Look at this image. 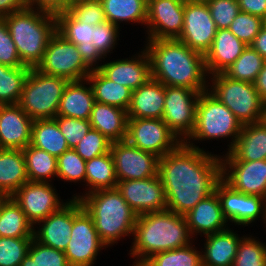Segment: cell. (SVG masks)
Wrapping results in <instances>:
<instances>
[{"label":"cell","mask_w":266,"mask_h":266,"mask_svg":"<svg viewBox=\"0 0 266 266\" xmlns=\"http://www.w3.org/2000/svg\"><path fill=\"white\" fill-rule=\"evenodd\" d=\"M194 143L182 142L159 158L158 176L164 187L167 209L186 215L215 191L221 180V157Z\"/></svg>","instance_id":"cell-1"},{"label":"cell","mask_w":266,"mask_h":266,"mask_svg":"<svg viewBox=\"0 0 266 266\" xmlns=\"http://www.w3.org/2000/svg\"><path fill=\"white\" fill-rule=\"evenodd\" d=\"M146 43L153 79L165 86L184 87L199 93L208 90L205 55L178 39L147 40Z\"/></svg>","instance_id":"cell-2"},{"label":"cell","mask_w":266,"mask_h":266,"mask_svg":"<svg viewBox=\"0 0 266 266\" xmlns=\"http://www.w3.org/2000/svg\"><path fill=\"white\" fill-rule=\"evenodd\" d=\"M133 236L130 255L137 260L132 266H141L156 253L185 247L194 237L185 216L169 209L137 216Z\"/></svg>","instance_id":"cell-3"},{"label":"cell","mask_w":266,"mask_h":266,"mask_svg":"<svg viewBox=\"0 0 266 266\" xmlns=\"http://www.w3.org/2000/svg\"><path fill=\"white\" fill-rule=\"evenodd\" d=\"M72 198L81 201L93 219L100 240L107 247L124 236L134 234L137 215L117 188L101 189Z\"/></svg>","instance_id":"cell-4"},{"label":"cell","mask_w":266,"mask_h":266,"mask_svg":"<svg viewBox=\"0 0 266 266\" xmlns=\"http://www.w3.org/2000/svg\"><path fill=\"white\" fill-rule=\"evenodd\" d=\"M24 66L36 68L56 32V15L26 7L3 17Z\"/></svg>","instance_id":"cell-5"},{"label":"cell","mask_w":266,"mask_h":266,"mask_svg":"<svg viewBox=\"0 0 266 266\" xmlns=\"http://www.w3.org/2000/svg\"><path fill=\"white\" fill-rule=\"evenodd\" d=\"M68 80L30 68L18 105L32 119H53Z\"/></svg>","instance_id":"cell-6"},{"label":"cell","mask_w":266,"mask_h":266,"mask_svg":"<svg viewBox=\"0 0 266 266\" xmlns=\"http://www.w3.org/2000/svg\"><path fill=\"white\" fill-rule=\"evenodd\" d=\"M242 123L232 111L220 102L209 90L201 92L196 107V124L193 133L185 142L232 138L228 152L235 144L242 128Z\"/></svg>","instance_id":"cell-7"},{"label":"cell","mask_w":266,"mask_h":266,"mask_svg":"<svg viewBox=\"0 0 266 266\" xmlns=\"http://www.w3.org/2000/svg\"><path fill=\"white\" fill-rule=\"evenodd\" d=\"M92 66L96 65L84 49L56 31L48 41L43 60L36 68L42 73L68 81H81L88 77L93 70Z\"/></svg>","instance_id":"cell-8"},{"label":"cell","mask_w":266,"mask_h":266,"mask_svg":"<svg viewBox=\"0 0 266 266\" xmlns=\"http://www.w3.org/2000/svg\"><path fill=\"white\" fill-rule=\"evenodd\" d=\"M210 77L213 78L209 92L229 108L242 125L260 122L265 102L259 96L254 83L238 81L224 73Z\"/></svg>","instance_id":"cell-9"},{"label":"cell","mask_w":266,"mask_h":266,"mask_svg":"<svg viewBox=\"0 0 266 266\" xmlns=\"http://www.w3.org/2000/svg\"><path fill=\"white\" fill-rule=\"evenodd\" d=\"M106 245L100 240L91 215L80 200L73 199V226L65 255L70 266H93Z\"/></svg>","instance_id":"cell-10"},{"label":"cell","mask_w":266,"mask_h":266,"mask_svg":"<svg viewBox=\"0 0 266 266\" xmlns=\"http://www.w3.org/2000/svg\"><path fill=\"white\" fill-rule=\"evenodd\" d=\"M199 95L198 91L188 88L165 86L162 120L182 142L193 133Z\"/></svg>","instance_id":"cell-11"},{"label":"cell","mask_w":266,"mask_h":266,"mask_svg":"<svg viewBox=\"0 0 266 266\" xmlns=\"http://www.w3.org/2000/svg\"><path fill=\"white\" fill-rule=\"evenodd\" d=\"M126 140L143 151L163 157L181 143L162 119L128 118Z\"/></svg>","instance_id":"cell-12"},{"label":"cell","mask_w":266,"mask_h":266,"mask_svg":"<svg viewBox=\"0 0 266 266\" xmlns=\"http://www.w3.org/2000/svg\"><path fill=\"white\" fill-rule=\"evenodd\" d=\"M217 32L215 22L205 0H186L183 29L178 40L205 55L211 48Z\"/></svg>","instance_id":"cell-13"},{"label":"cell","mask_w":266,"mask_h":266,"mask_svg":"<svg viewBox=\"0 0 266 266\" xmlns=\"http://www.w3.org/2000/svg\"><path fill=\"white\" fill-rule=\"evenodd\" d=\"M110 152L118 181L140 180L158 175L159 157L136 148L127 140L112 142Z\"/></svg>","instance_id":"cell-14"},{"label":"cell","mask_w":266,"mask_h":266,"mask_svg":"<svg viewBox=\"0 0 266 266\" xmlns=\"http://www.w3.org/2000/svg\"><path fill=\"white\" fill-rule=\"evenodd\" d=\"M11 198L20 206L33 226L67 204L60 201L56 190L48 182L28 181Z\"/></svg>","instance_id":"cell-15"},{"label":"cell","mask_w":266,"mask_h":266,"mask_svg":"<svg viewBox=\"0 0 266 266\" xmlns=\"http://www.w3.org/2000/svg\"><path fill=\"white\" fill-rule=\"evenodd\" d=\"M116 188L137 216L167 209L164 187L158 175L118 181Z\"/></svg>","instance_id":"cell-16"},{"label":"cell","mask_w":266,"mask_h":266,"mask_svg":"<svg viewBox=\"0 0 266 266\" xmlns=\"http://www.w3.org/2000/svg\"><path fill=\"white\" fill-rule=\"evenodd\" d=\"M217 193L223 214L227 221L235 225L248 226L263 214L266 223V199L257 195H247L232 189L222 179L217 183Z\"/></svg>","instance_id":"cell-17"},{"label":"cell","mask_w":266,"mask_h":266,"mask_svg":"<svg viewBox=\"0 0 266 266\" xmlns=\"http://www.w3.org/2000/svg\"><path fill=\"white\" fill-rule=\"evenodd\" d=\"M185 1L148 0V40L179 38L183 29Z\"/></svg>","instance_id":"cell-18"},{"label":"cell","mask_w":266,"mask_h":266,"mask_svg":"<svg viewBox=\"0 0 266 266\" xmlns=\"http://www.w3.org/2000/svg\"><path fill=\"white\" fill-rule=\"evenodd\" d=\"M221 179L238 192L266 199V160L221 161Z\"/></svg>","instance_id":"cell-19"},{"label":"cell","mask_w":266,"mask_h":266,"mask_svg":"<svg viewBox=\"0 0 266 266\" xmlns=\"http://www.w3.org/2000/svg\"><path fill=\"white\" fill-rule=\"evenodd\" d=\"M130 59L105 62L96 67L110 80L136 90L151 78V62L146 49Z\"/></svg>","instance_id":"cell-20"},{"label":"cell","mask_w":266,"mask_h":266,"mask_svg":"<svg viewBox=\"0 0 266 266\" xmlns=\"http://www.w3.org/2000/svg\"><path fill=\"white\" fill-rule=\"evenodd\" d=\"M32 123L18 104L0 105V149L23 150L28 146Z\"/></svg>","instance_id":"cell-21"},{"label":"cell","mask_w":266,"mask_h":266,"mask_svg":"<svg viewBox=\"0 0 266 266\" xmlns=\"http://www.w3.org/2000/svg\"><path fill=\"white\" fill-rule=\"evenodd\" d=\"M43 223L42 225H40ZM39 230H33V238L41 244L65 251L70 241L73 226V198L60 210L40 222Z\"/></svg>","instance_id":"cell-22"},{"label":"cell","mask_w":266,"mask_h":266,"mask_svg":"<svg viewBox=\"0 0 266 266\" xmlns=\"http://www.w3.org/2000/svg\"><path fill=\"white\" fill-rule=\"evenodd\" d=\"M191 235L203 233L205 236L228 228L219 197L214 191L201 200L192 210L184 215Z\"/></svg>","instance_id":"cell-23"},{"label":"cell","mask_w":266,"mask_h":266,"mask_svg":"<svg viewBox=\"0 0 266 266\" xmlns=\"http://www.w3.org/2000/svg\"><path fill=\"white\" fill-rule=\"evenodd\" d=\"M247 45L239 40L229 29L216 32L210 50L205 54L207 73H223L243 53Z\"/></svg>","instance_id":"cell-24"},{"label":"cell","mask_w":266,"mask_h":266,"mask_svg":"<svg viewBox=\"0 0 266 266\" xmlns=\"http://www.w3.org/2000/svg\"><path fill=\"white\" fill-rule=\"evenodd\" d=\"M223 158L221 161L266 160V126L261 121L243 125L235 144Z\"/></svg>","instance_id":"cell-25"},{"label":"cell","mask_w":266,"mask_h":266,"mask_svg":"<svg viewBox=\"0 0 266 266\" xmlns=\"http://www.w3.org/2000/svg\"><path fill=\"white\" fill-rule=\"evenodd\" d=\"M165 101V85L152 77L132 91L127 109L128 118L162 119Z\"/></svg>","instance_id":"cell-26"},{"label":"cell","mask_w":266,"mask_h":266,"mask_svg":"<svg viewBox=\"0 0 266 266\" xmlns=\"http://www.w3.org/2000/svg\"><path fill=\"white\" fill-rule=\"evenodd\" d=\"M87 83L88 87L83 85ZM95 102L92 87L86 79L69 81L59 102L57 115L89 120Z\"/></svg>","instance_id":"cell-27"},{"label":"cell","mask_w":266,"mask_h":266,"mask_svg":"<svg viewBox=\"0 0 266 266\" xmlns=\"http://www.w3.org/2000/svg\"><path fill=\"white\" fill-rule=\"evenodd\" d=\"M202 266H233L241 238L227 228L205 236Z\"/></svg>","instance_id":"cell-28"},{"label":"cell","mask_w":266,"mask_h":266,"mask_svg":"<svg viewBox=\"0 0 266 266\" xmlns=\"http://www.w3.org/2000/svg\"><path fill=\"white\" fill-rule=\"evenodd\" d=\"M89 122L91 128L112 142L126 140L128 113L119 107L95 102Z\"/></svg>","instance_id":"cell-29"},{"label":"cell","mask_w":266,"mask_h":266,"mask_svg":"<svg viewBox=\"0 0 266 266\" xmlns=\"http://www.w3.org/2000/svg\"><path fill=\"white\" fill-rule=\"evenodd\" d=\"M28 181L23 151L0 149V194L10 197Z\"/></svg>","instance_id":"cell-30"},{"label":"cell","mask_w":266,"mask_h":266,"mask_svg":"<svg viewBox=\"0 0 266 266\" xmlns=\"http://www.w3.org/2000/svg\"><path fill=\"white\" fill-rule=\"evenodd\" d=\"M86 80L91 84L96 102L127 111L132 94L128 87L108 79L97 67H93Z\"/></svg>","instance_id":"cell-31"},{"label":"cell","mask_w":266,"mask_h":266,"mask_svg":"<svg viewBox=\"0 0 266 266\" xmlns=\"http://www.w3.org/2000/svg\"><path fill=\"white\" fill-rule=\"evenodd\" d=\"M30 145L57 158L70 149L54 118L33 120Z\"/></svg>","instance_id":"cell-32"},{"label":"cell","mask_w":266,"mask_h":266,"mask_svg":"<svg viewBox=\"0 0 266 266\" xmlns=\"http://www.w3.org/2000/svg\"><path fill=\"white\" fill-rule=\"evenodd\" d=\"M34 226L20 206L10 197L0 200V237H33Z\"/></svg>","instance_id":"cell-33"},{"label":"cell","mask_w":266,"mask_h":266,"mask_svg":"<svg viewBox=\"0 0 266 266\" xmlns=\"http://www.w3.org/2000/svg\"><path fill=\"white\" fill-rule=\"evenodd\" d=\"M106 21L119 27L123 22L146 25L148 0H101ZM120 22V23H119Z\"/></svg>","instance_id":"cell-34"},{"label":"cell","mask_w":266,"mask_h":266,"mask_svg":"<svg viewBox=\"0 0 266 266\" xmlns=\"http://www.w3.org/2000/svg\"><path fill=\"white\" fill-rule=\"evenodd\" d=\"M22 151L29 182L49 183L50 178L57 177V157L30 144Z\"/></svg>","instance_id":"cell-35"},{"label":"cell","mask_w":266,"mask_h":266,"mask_svg":"<svg viewBox=\"0 0 266 266\" xmlns=\"http://www.w3.org/2000/svg\"><path fill=\"white\" fill-rule=\"evenodd\" d=\"M117 182L111 152L86 161V186H89L87 193L116 188Z\"/></svg>","instance_id":"cell-36"},{"label":"cell","mask_w":266,"mask_h":266,"mask_svg":"<svg viewBox=\"0 0 266 266\" xmlns=\"http://www.w3.org/2000/svg\"><path fill=\"white\" fill-rule=\"evenodd\" d=\"M29 71L0 64V105L18 104Z\"/></svg>","instance_id":"cell-37"},{"label":"cell","mask_w":266,"mask_h":266,"mask_svg":"<svg viewBox=\"0 0 266 266\" xmlns=\"http://www.w3.org/2000/svg\"><path fill=\"white\" fill-rule=\"evenodd\" d=\"M93 28L75 19L68 11L56 15V31L85 51L91 46Z\"/></svg>","instance_id":"cell-38"},{"label":"cell","mask_w":266,"mask_h":266,"mask_svg":"<svg viewBox=\"0 0 266 266\" xmlns=\"http://www.w3.org/2000/svg\"><path fill=\"white\" fill-rule=\"evenodd\" d=\"M266 60L248 45L236 61L223 73L232 79L254 83Z\"/></svg>","instance_id":"cell-39"},{"label":"cell","mask_w":266,"mask_h":266,"mask_svg":"<svg viewBox=\"0 0 266 266\" xmlns=\"http://www.w3.org/2000/svg\"><path fill=\"white\" fill-rule=\"evenodd\" d=\"M119 30L118 26L109 21L94 26L91 46L86 53L95 65L99 63L97 61L105 59V56L114 49Z\"/></svg>","instance_id":"cell-40"},{"label":"cell","mask_w":266,"mask_h":266,"mask_svg":"<svg viewBox=\"0 0 266 266\" xmlns=\"http://www.w3.org/2000/svg\"><path fill=\"white\" fill-rule=\"evenodd\" d=\"M189 245L159 252L148 258L141 266H202V252Z\"/></svg>","instance_id":"cell-41"},{"label":"cell","mask_w":266,"mask_h":266,"mask_svg":"<svg viewBox=\"0 0 266 266\" xmlns=\"http://www.w3.org/2000/svg\"><path fill=\"white\" fill-rule=\"evenodd\" d=\"M20 266H70L65 252L45 246L34 238Z\"/></svg>","instance_id":"cell-42"},{"label":"cell","mask_w":266,"mask_h":266,"mask_svg":"<svg viewBox=\"0 0 266 266\" xmlns=\"http://www.w3.org/2000/svg\"><path fill=\"white\" fill-rule=\"evenodd\" d=\"M233 266H266V244L252 236L241 237Z\"/></svg>","instance_id":"cell-43"},{"label":"cell","mask_w":266,"mask_h":266,"mask_svg":"<svg viewBox=\"0 0 266 266\" xmlns=\"http://www.w3.org/2000/svg\"><path fill=\"white\" fill-rule=\"evenodd\" d=\"M33 237H0V266H20Z\"/></svg>","instance_id":"cell-44"},{"label":"cell","mask_w":266,"mask_h":266,"mask_svg":"<svg viewBox=\"0 0 266 266\" xmlns=\"http://www.w3.org/2000/svg\"><path fill=\"white\" fill-rule=\"evenodd\" d=\"M57 178L65 181L86 182V161L74 149L65 151L57 158Z\"/></svg>","instance_id":"cell-45"},{"label":"cell","mask_w":266,"mask_h":266,"mask_svg":"<svg viewBox=\"0 0 266 266\" xmlns=\"http://www.w3.org/2000/svg\"><path fill=\"white\" fill-rule=\"evenodd\" d=\"M265 25V20L259 16L239 12L228 29L247 46L251 45Z\"/></svg>","instance_id":"cell-46"},{"label":"cell","mask_w":266,"mask_h":266,"mask_svg":"<svg viewBox=\"0 0 266 266\" xmlns=\"http://www.w3.org/2000/svg\"><path fill=\"white\" fill-rule=\"evenodd\" d=\"M112 141L96 129L90 128L88 133L74 147L76 153L88 161L94 157L110 152Z\"/></svg>","instance_id":"cell-47"},{"label":"cell","mask_w":266,"mask_h":266,"mask_svg":"<svg viewBox=\"0 0 266 266\" xmlns=\"http://www.w3.org/2000/svg\"><path fill=\"white\" fill-rule=\"evenodd\" d=\"M68 12L78 21L91 26L106 21L101 0H73Z\"/></svg>","instance_id":"cell-48"},{"label":"cell","mask_w":266,"mask_h":266,"mask_svg":"<svg viewBox=\"0 0 266 266\" xmlns=\"http://www.w3.org/2000/svg\"><path fill=\"white\" fill-rule=\"evenodd\" d=\"M217 30L228 29L240 12L238 0H205Z\"/></svg>","instance_id":"cell-49"},{"label":"cell","mask_w":266,"mask_h":266,"mask_svg":"<svg viewBox=\"0 0 266 266\" xmlns=\"http://www.w3.org/2000/svg\"><path fill=\"white\" fill-rule=\"evenodd\" d=\"M54 119L57 121L70 149H74L91 128L89 120L69 118L61 115H57Z\"/></svg>","instance_id":"cell-50"},{"label":"cell","mask_w":266,"mask_h":266,"mask_svg":"<svg viewBox=\"0 0 266 266\" xmlns=\"http://www.w3.org/2000/svg\"><path fill=\"white\" fill-rule=\"evenodd\" d=\"M0 64L10 67H27L19 58L16 45L3 18H0Z\"/></svg>","instance_id":"cell-51"},{"label":"cell","mask_w":266,"mask_h":266,"mask_svg":"<svg viewBox=\"0 0 266 266\" xmlns=\"http://www.w3.org/2000/svg\"><path fill=\"white\" fill-rule=\"evenodd\" d=\"M73 0H27L28 6L37 10L57 15L69 10Z\"/></svg>","instance_id":"cell-52"},{"label":"cell","mask_w":266,"mask_h":266,"mask_svg":"<svg viewBox=\"0 0 266 266\" xmlns=\"http://www.w3.org/2000/svg\"><path fill=\"white\" fill-rule=\"evenodd\" d=\"M241 12L266 19V0H238Z\"/></svg>","instance_id":"cell-53"},{"label":"cell","mask_w":266,"mask_h":266,"mask_svg":"<svg viewBox=\"0 0 266 266\" xmlns=\"http://www.w3.org/2000/svg\"><path fill=\"white\" fill-rule=\"evenodd\" d=\"M28 7L27 0H0V18Z\"/></svg>","instance_id":"cell-54"},{"label":"cell","mask_w":266,"mask_h":266,"mask_svg":"<svg viewBox=\"0 0 266 266\" xmlns=\"http://www.w3.org/2000/svg\"><path fill=\"white\" fill-rule=\"evenodd\" d=\"M251 46L266 60V25L257 34Z\"/></svg>","instance_id":"cell-55"},{"label":"cell","mask_w":266,"mask_h":266,"mask_svg":"<svg viewBox=\"0 0 266 266\" xmlns=\"http://www.w3.org/2000/svg\"><path fill=\"white\" fill-rule=\"evenodd\" d=\"M254 86L261 99L266 102V62L258 73V76L254 81Z\"/></svg>","instance_id":"cell-56"},{"label":"cell","mask_w":266,"mask_h":266,"mask_svg":"<svg viewBox=\"0 0 266 266\" xmlns=\"http://www.w3.org/2000/svg\"><path fill=\"white\" fill-rule=\"evenodd\" d=\"M260 121L266 126V102L263 106L262 117Z\"/></svg>","instance_id":"cell-57"}]
</instances>
